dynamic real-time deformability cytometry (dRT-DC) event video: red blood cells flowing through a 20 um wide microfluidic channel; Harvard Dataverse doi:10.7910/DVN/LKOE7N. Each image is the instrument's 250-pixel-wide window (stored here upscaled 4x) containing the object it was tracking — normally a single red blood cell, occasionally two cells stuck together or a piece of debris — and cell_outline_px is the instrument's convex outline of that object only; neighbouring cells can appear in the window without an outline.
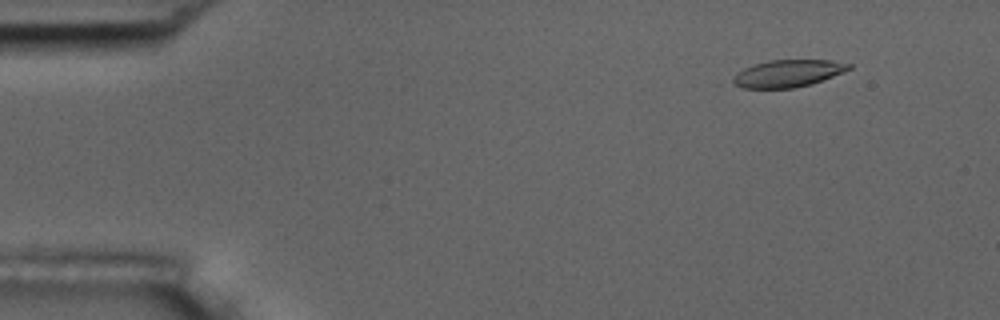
{"species": "common noctule bat (a hibernating species)", "species_latin": "Nyctalus noctula", "temperature_condition": "room temperature", "stored_images_in_passage": 4, "camera_frame_rate_fps": 3000, "um_per_image_px": 0.085, "animal": {"sex": "male", "body_mass_g": 17.5, "forearm_length_mm": 52.3}, "frame": {"image": 1, "passage_image": 1, "time_ms": 0.0, "image_size_px": [1000, 320], "cell_outline_px": [[852, 68], [844, 72], [812, 84], [792, 88], [744, 88], [736, 84], [732, 80], [736, 72], [752, 64], [768, 60], [832, 60], [852, 64]], "centroid_in_image_um": [66.99, 6.23], "position_along_channel_um": 18.0, "area_um2": 18.44}}
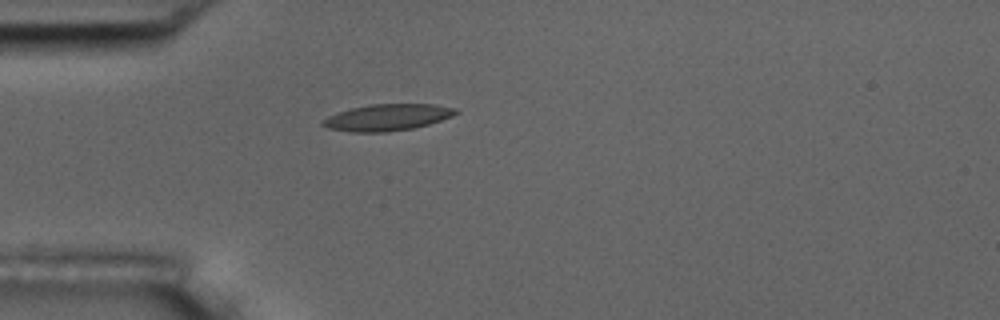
{"frame": {"image": 2, "passage_image": 4, "time_ms": 3.333, "image_size_px": [1000, 320], "cell_outline_px": [[460, 112], [452, 116], [428, 124], [412, 128], [388, 132], [348, 132], [328, 128], [320, 124], [328, 116], [352, 108], [368, 104], [432, 104], [456, 108]], "centroid_in_image_um": [32.93, 9.98], "position_along_channel_um": 52.1, "area_um2": 20.46}}